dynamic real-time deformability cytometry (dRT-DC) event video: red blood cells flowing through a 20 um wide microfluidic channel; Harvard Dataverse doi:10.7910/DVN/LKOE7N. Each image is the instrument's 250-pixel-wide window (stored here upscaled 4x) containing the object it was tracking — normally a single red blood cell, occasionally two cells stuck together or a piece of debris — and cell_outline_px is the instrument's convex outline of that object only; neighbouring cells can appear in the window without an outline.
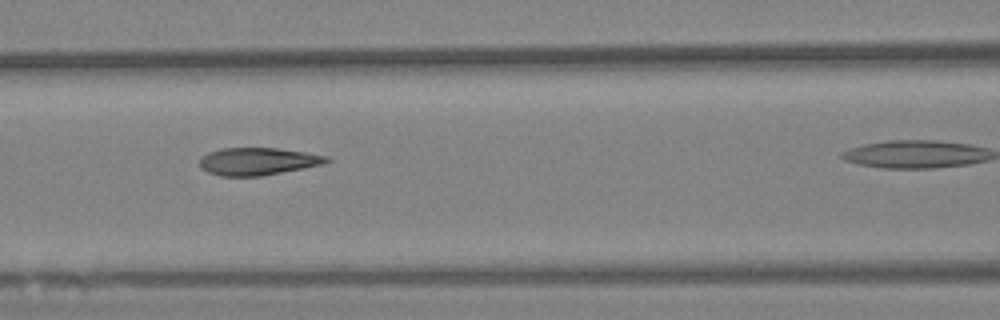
{"species": "Egyptian fruit bat (a non-hibernating species)", "species_latin": "Rousettus aegyptiacus", "temperature_condition": "warm", "stored_images_in_passage": 4, "camera_frame_rate_fps": 3000, "um_per_image_px": 0.085, "animal": {"sex": "female"}, "frame": {"image": 1, "passage_image": 3, "time_ms": 0.667, "image_size_px": [1000, 320], "cell_outline_px": [[332, 160], [320, 164], [304, 168], [260, 176], [220, 176], [208, 172], [200, 168], [200, 156], [208, 152], [220, 148], [276, 148], [304, 152], [328, 156]], "centroid_in_image_um": [21.86, 13.71], "position_along_channel_um": 144.7, "area_um2": 20.29}}